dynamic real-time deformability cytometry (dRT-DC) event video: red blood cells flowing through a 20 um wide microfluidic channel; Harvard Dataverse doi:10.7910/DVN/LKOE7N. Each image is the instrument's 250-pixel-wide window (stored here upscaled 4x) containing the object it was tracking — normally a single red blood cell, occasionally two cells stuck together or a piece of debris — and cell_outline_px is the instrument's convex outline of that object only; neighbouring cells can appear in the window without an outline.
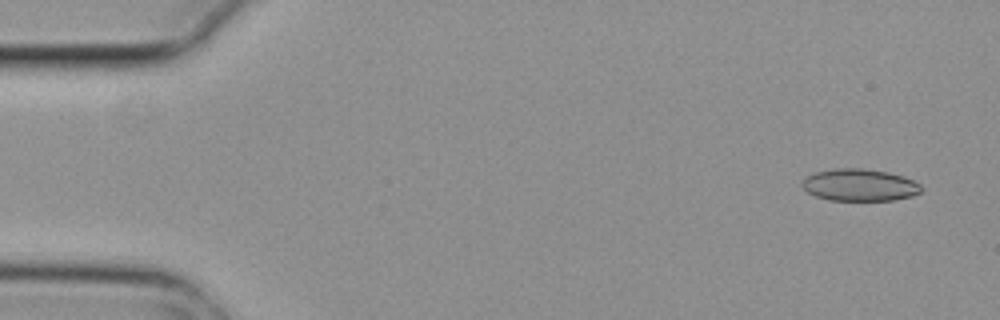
{"species": "common noctule bat (a hibernating species)", "species_latin": "Nyctalus noctula", "temperature_condition": "cold", "stored_images_in_passage": 6, "camera_frame_rate_fps": 3000, "um_per_image_px": 0.085, "animal": {"sex": "female", "body_mass_g": 29.2, "forearm_length_mm": 56.3}, "frame": {"image": 1, "passage_image": 1, "time_ms": 0.0, "image_size_px": [1000, 320], "cell_outline_px": [[924, 188], [920, 192], [912, 196], [892, 200], [828, 200], [816, 196], [808, 192], [800, 184], [804, 176], [816, 172], [832, 168], [860, 168], [888, 172], [904, 176], [920, 184]], "centroid_in_image_um": [73.05, 15.72], "position_along_channel_um": 12.0, "area_um2": 22.43}}
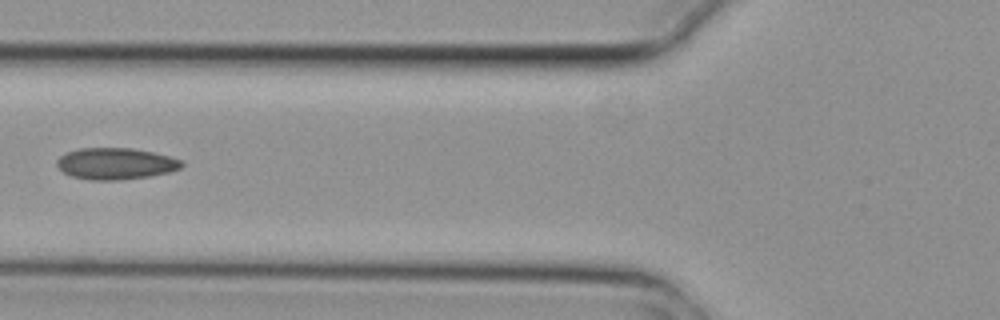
{"frame": {"image": 2, "passage_image": 6, "time_ms": 1.667, "image_size_px": [1000, 320], "cell_outline_px": [[184, 164], [180, 168], [168, 172], [152, 176], [120, 180], [88, 180], [72, 176], [64, 172], [56, 164], [56, 160], [60, 156], [68, 152], [80, 148], [132, 148], [152, 152], [168, 156], [180, 160]], "centroid_in_image_um": [9.82, 13.91], "position_along_channel_um": 116.0, "area_um2": 22.83}}